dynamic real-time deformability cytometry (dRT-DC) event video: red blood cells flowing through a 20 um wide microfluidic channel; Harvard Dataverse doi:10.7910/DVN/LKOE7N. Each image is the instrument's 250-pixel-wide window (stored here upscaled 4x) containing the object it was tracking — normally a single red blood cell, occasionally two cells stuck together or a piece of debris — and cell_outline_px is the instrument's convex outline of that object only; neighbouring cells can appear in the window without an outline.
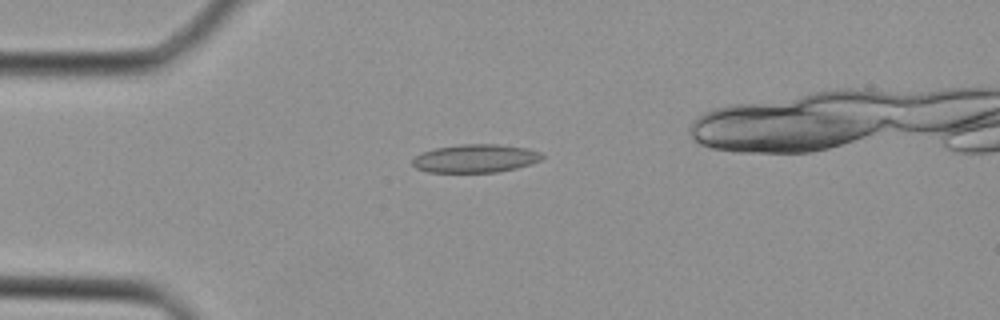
{"species": "Egyptian fruit bat (a non-hibernating species)", "species_latin": "Rousettus aegyptiacus", "temperature_condition": "cold", "stored_images_in_passage": 18, "camera_frame_rate_fps": 3000, "um_per_image_px": 0.085, "animal": {"sex": "female"}, "frame": {"image": 1, "passage_image": 6, "time_ms": 1.667, "image_size_px": [1000, 320], "cell_outline_px": [[544, 156], [540, 160], [516, 168], [496, 172], [428, 172], [416, 168], [412, 164], [412, 160], [416, 156], [424, 152], [436, 148], [464, 144], [496, 144], [528, 148], [540, 152]], "centroid_in_image_um": [40.41, 13.47], "position_along_channel_um": 44.6, "area_um2": 21.1}}
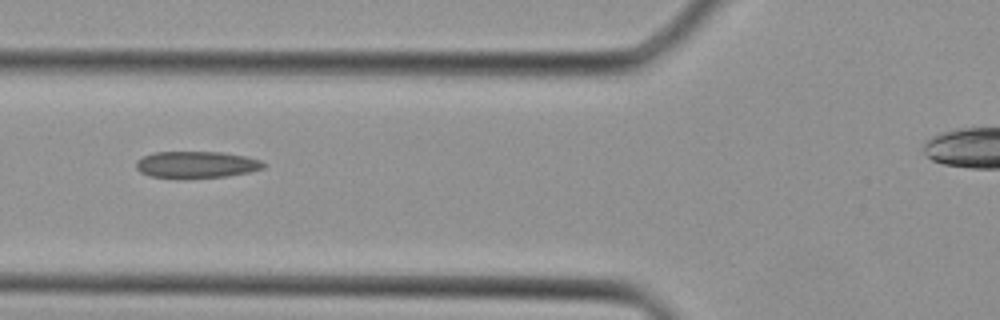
{"frame": {"image": 2, "passage_image": 11, "time_ms": 3.333, "image_size_px": [1000, 320], "cell_outline_px": [[268, 164], [264, 168], [248, 172], [228, 176], [152, 176], [140, 172], [136, 168], [136, 160], [152, 152], [224, 152], [244, 156], [260, 160]], "centroid_in_image_um": [16.73, 13.95], "position_along_channel_um": 109.1, "area_um2": 19.25}}
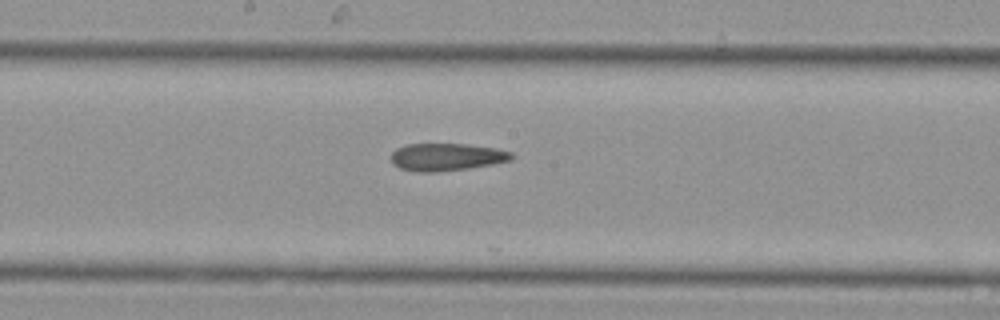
{"frame": {"image": 3, "passage_image": 17, "time_ms": 5.333, "image_size_px": [1000, 320], "cell_outline_px": [[516, 156], [512, 160], [492, 164], [468, 168], [436, 172], [420, 172], [400, 168], [392, 164], [388, 156], [396, 148], [408, 144], [464, 144], [496, 148], [512, 152]], "centroid_in_image_um": [37.94, 13.34], "position_along_channel_um": 210.3, "area_um2": 19.48}}